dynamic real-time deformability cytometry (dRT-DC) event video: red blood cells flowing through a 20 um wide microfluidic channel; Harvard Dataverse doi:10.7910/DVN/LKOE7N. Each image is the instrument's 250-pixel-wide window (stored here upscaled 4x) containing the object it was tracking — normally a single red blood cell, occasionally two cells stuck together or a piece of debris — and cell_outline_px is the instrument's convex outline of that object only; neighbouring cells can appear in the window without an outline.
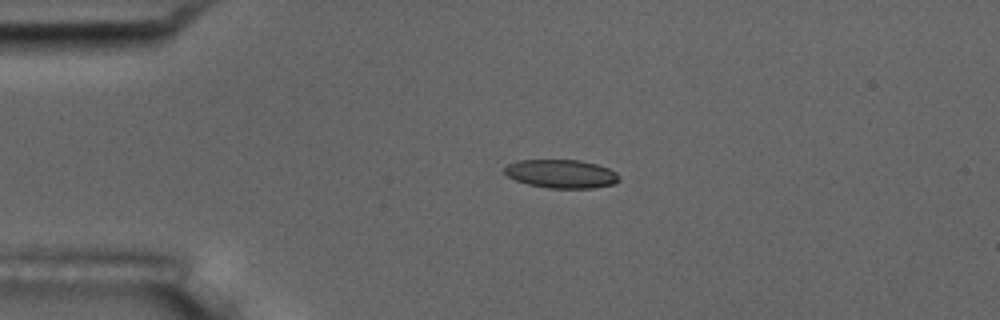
{"species": "common noctule bat (a hibernating species)", "species_latin": "Nyctalus noctula", "temperature_condition": "room temperature", "stored_images_in_passage": 4, "camera_frame_rate_fps": 3000, "um_per_image_px": 0.085, "animal": {"sex": "male", "body_mass_g": 17.5, "forearm_length_mm": 52.3}, "frame": {"image": 1, "passage_image": 3, "time_ms": 2.333, "image_size_px": [1000, 320], "cell_outline_px": [[620, 180], [612, 184], [592, 188], [548, 188], [528, 184], [516, 180], [508, 176], [504, 172], [504, 168], [508, 164], [516, 160], [580, 160], [596, 164], [608, 168], [616, 172], [620, 176]], "centroid_in_image_um": [47.71, 14.77], "position_along_channel_um": 37.3, "area_um2": 19.02}}